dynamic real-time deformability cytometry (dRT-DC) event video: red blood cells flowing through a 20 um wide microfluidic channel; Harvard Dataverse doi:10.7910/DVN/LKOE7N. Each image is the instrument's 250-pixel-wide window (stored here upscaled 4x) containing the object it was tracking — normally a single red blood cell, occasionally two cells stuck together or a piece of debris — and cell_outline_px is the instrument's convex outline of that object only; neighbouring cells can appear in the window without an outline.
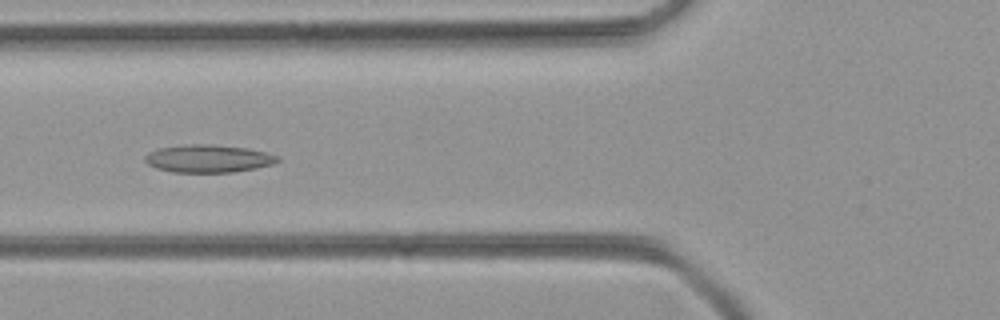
{"species": "common noctule bat (a hibernating species)", "species_latin": "Nyctalus noctula", "temperature_condition": "room temperature", "stored_images_in_passage": 45, "camera_frame_rate_fps": 3000, "um_per_image_px": 0.085, "animal": {"sex": "female", "body_mass_g": 21.9}, "frame": {"image": 1, "passage_image": 14, "time_ms": 4.333, "image_size_px": [1000, 320], "cell_outline_px": [[280, 160], [272, 164], [256, 168], [232, 172], [172, 172], [156, 168], [148, 164], [144, 160], [144, 156], [148, 152], [160, 148], [184, 144], [212, 144], [248, 148], [280, 156]], "centroid_in_image_um": [17.69, 13.47], "position_along_channel_um": 108.1, "area_um2": 21.5}}
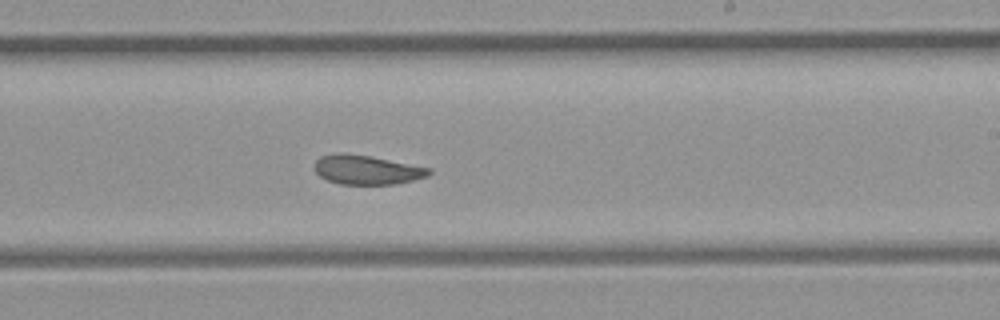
{"frame": {"image": 2, "passage_image": 25, "time_ms": 8.0, "image_size_px": [1000, 320], "cell_outline_px": [[432, 172], [428, 176], [396, 184], [340, 184], [328, 180], [320, 176], [312, 168], [316, 160], [320, 156], [336, 152], [340, 152], [368, 156], [432, 168]], "centroid_in_image_um": [31.15, 14.43], "position_along_channel_um": 257.9, "area_um2": 19.54}}
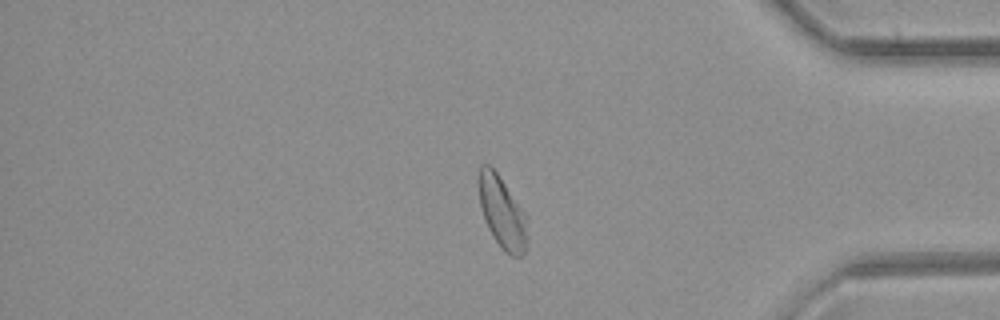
{"frame": {"image": 3, "passage_image": 37, "time_ms": 12.0, "image_size_px": [1000, 320], "cell_outline_px": [[528, 240], [524, 256], [512, 256], [504, 252], [492, 236], [484, 220], [480, 204], [476, 180], [480, 164], [488, 164], [496, 172], [528, 216]], "centroid_in_image_um": [42.69, 18.07], "position_along_channel_um": 392.5, "area_um2": 21.04}}